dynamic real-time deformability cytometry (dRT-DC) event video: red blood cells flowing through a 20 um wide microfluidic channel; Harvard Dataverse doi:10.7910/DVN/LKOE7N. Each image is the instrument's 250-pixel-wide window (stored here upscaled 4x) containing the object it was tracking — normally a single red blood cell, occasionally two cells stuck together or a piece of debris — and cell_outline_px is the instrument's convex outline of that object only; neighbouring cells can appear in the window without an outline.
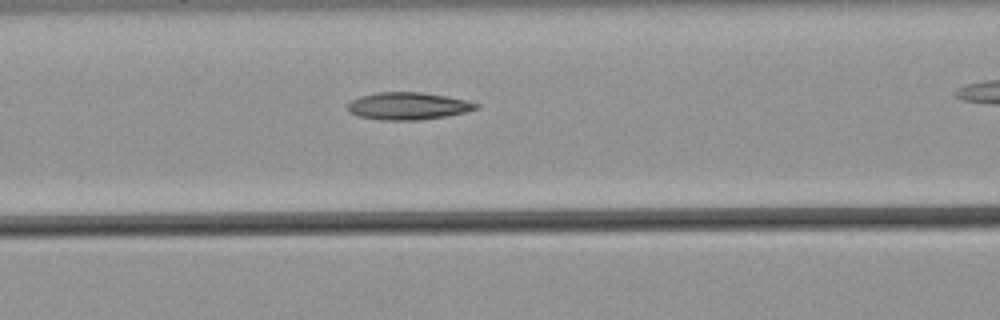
{"species": "common noctule bat (a hibernating species)", "species_latin": "Nyctalus noctula", "temperature_condition": "warm", "stored_images_in_passage": 28, "camera_frame_rate_fps": 3000, "um_per_image_px": 0.085, "animal": {"sex": "male", "body_mass_g": 21.5, "forearm_length_mm": 52.0}, "frame": {"image": 1, "passage_image": 9, "time_ms": 2.667, "image_size_px": [1000, 320], "cell_outline_px": [[480, 108], [448, 116], [420, 120], [380, 120], [360, 116], [348, 112], [348, 104], [352, 100], [360, 96], [380, 92], [420, 92], [448, 96], [468, 100], [480, 104]], "centroid_in_image_um": [34.73, 9.01], "position_along_channel_um": 131.9, "area_um2": 20.58}}